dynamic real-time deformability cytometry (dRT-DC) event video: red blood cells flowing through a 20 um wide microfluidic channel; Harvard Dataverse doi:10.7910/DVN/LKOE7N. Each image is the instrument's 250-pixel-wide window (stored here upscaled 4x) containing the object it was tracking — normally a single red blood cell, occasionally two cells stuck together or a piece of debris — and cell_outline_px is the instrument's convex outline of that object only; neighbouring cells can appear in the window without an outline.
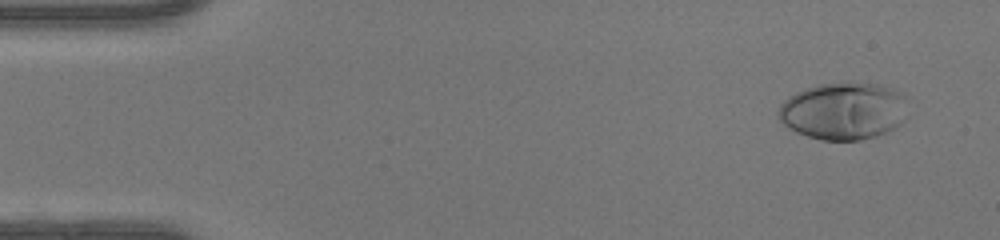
{"species": "human", "species_latin": "Homo sapiens", "temperature_condition": "warm", "stored_images_in_passage": 49, "camera_frame_rate_fps": 3000, "um_per_image_px": 0.085, "donor": {"sex": "female"}, "frame": {"image": 1, "passage_image": 4, "time_ms": 1.0, "image_size_px": [1000, 240], "cell_outline_px": [[904, 96], [900, 124], [876, 136], [860, 140], [820, 140], [796, 132], [784, 124], [776, 116], [776, 112], [780, 104], [788, 96], [796, 92], [820, 84], [880, 84], [892, 88], [900, 92]], "centroid_in_image_um": [71.6, 9.45], "position_along_channel_um": 13.4, "area_um2": 42.37}}
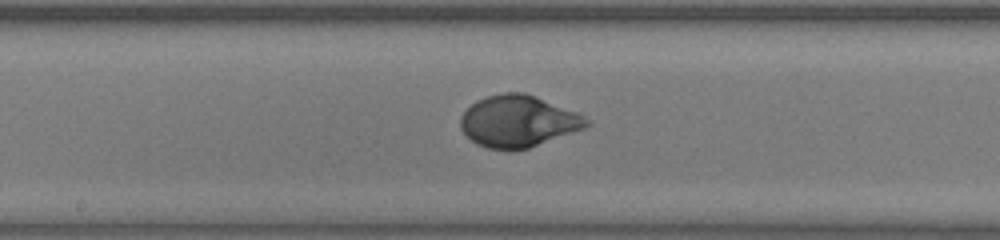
{"frame": {"image": 2, "passage_image": 26, "time_ms": 8.333, "image_size_px": [1000, 240], "cell_outline_px": [[592, 124], [584, 128], [528, 148], [508, 152], [488, 148], [476, 144], [460, 128], [460, 116], [476, 100], [488, 96], [504, 92], [524, 92], [536, 96], [576, 112], [592, 120]], "centroid_in_image_um": [44.04, 10.32], "position_along_channel_um": 204.2, "area_um2": 38.09}}
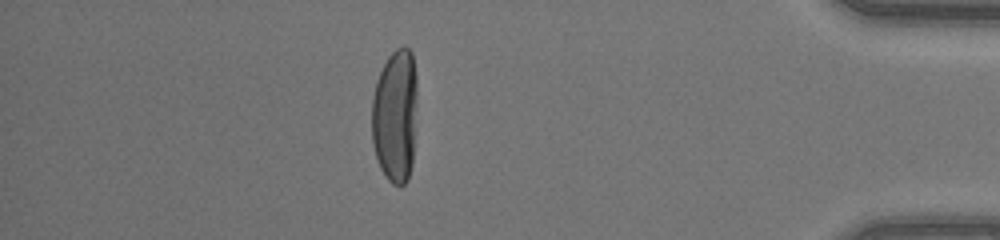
{"frame": {"image": 3, "passage_image": 43, "time_ms": 14.0, "image_size_px": [1000, 240], "cell_outline_px": [[416, 104], [412, 164], [408, 180], [400, 188], [392, 184], [388, 180], [380, 168], [372, 144], [372, 96], [376, 80], [388, 56], [396, 48], [408, 48], [412, 52], [416, 76]], "centroid_in_image_um": [33.58, 9.87], "position_along_channel_um": 401.6, "area_um2": 35.66}, "authors_computed_cell_mechanics": {"area_um2": 37.281, "velocity_mm_per_s": 4.2748, "shape_relaxation_time_tau1_ms": 4.3708, "shape_relaxation_time_tau2_ms": null, "deformation_change_tau1": 0.2581, "deformation_change_tau2": null}}